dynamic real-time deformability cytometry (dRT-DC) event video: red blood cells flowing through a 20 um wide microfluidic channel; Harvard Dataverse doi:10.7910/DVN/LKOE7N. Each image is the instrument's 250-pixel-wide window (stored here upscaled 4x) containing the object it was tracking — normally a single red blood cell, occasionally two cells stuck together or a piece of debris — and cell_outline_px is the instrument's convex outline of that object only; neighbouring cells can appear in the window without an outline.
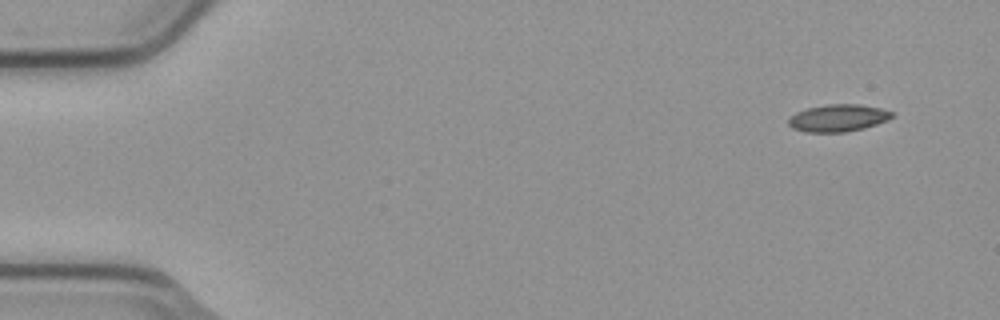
{"species": "common noctule bat (a hibernating species)", "species_latin": "Nyctalus noctula", "temperature_condition": "cold", "stored_images_in_passage": 7, "camera_frame_rate_fps": 3000, "um_per_image_px": 0.085, "animal": {"sex": "male", "body_mass_g": 23.1, "forearm_length_mm": 52.7}, "frame": {"image": 1, "passage_image": 1, "time_ms": 0.0, "image_size_px": [1000, 320], "cell_outline_px": [[892, 116], [888, 120], [864, 128], [844, 132], [804, 132], [792, 128], [788, 124], [788, 120], [796, 112], [808, 108], [828, 104], [860, 104], [880, 108], [892, 112]], "centroid_in_image_um": [71.22, 10.03], "position_along_channel_um": 13.8, "area_um2": 16.3}}
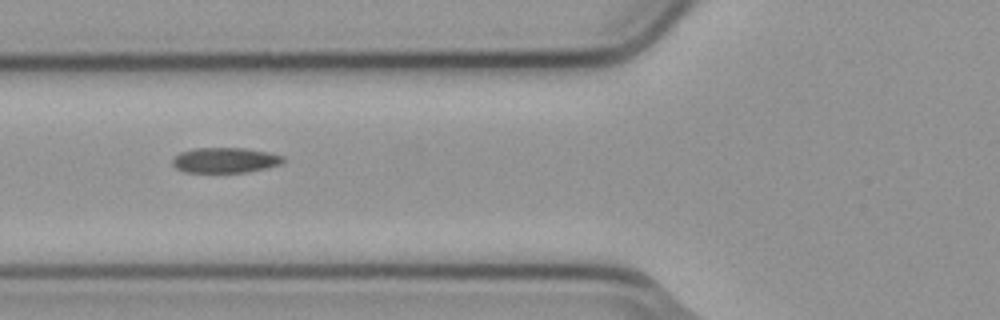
{"frame": {"image": 2, "passage_image": 6, "time_ms": 1.667, "image_size_px": [1000, 320], "cell_outline_px": [[284, 160], [280, 164], [268, 168], [248, 172], [184, 172], [176, 168], [172, 164], [172, 156], [180, 152], [196, 148], [244, 148], [268, 152], [284, 156]], "centroid_in_image_um": [19.11, 13.62], "position_along_channel_um": 106.7, "area_um2": 16.42}}
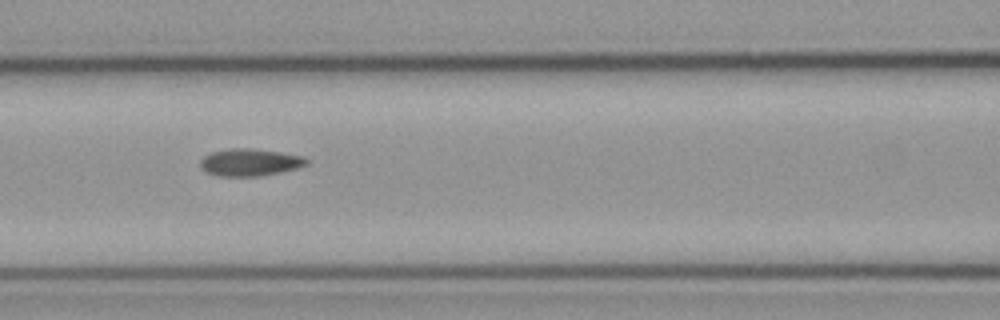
{"frame": {"image": 3, "passage_image": 7, "time_ms": 2.0, "image_size_px": [1000, 320], "cell_outline_px": [[308, 164], [296, 168], [280, 172], [260, 176], [216, 176], [200, 168], [200, 160], [204, 156], [212, 152], [228, 148], [248, 148], [280, 152], [304, 156], [308, 160]], "centroid_in_image_um": [21.22, 13.79], "position_along_channel_um": 145.4, "area_um2": 16.88}}